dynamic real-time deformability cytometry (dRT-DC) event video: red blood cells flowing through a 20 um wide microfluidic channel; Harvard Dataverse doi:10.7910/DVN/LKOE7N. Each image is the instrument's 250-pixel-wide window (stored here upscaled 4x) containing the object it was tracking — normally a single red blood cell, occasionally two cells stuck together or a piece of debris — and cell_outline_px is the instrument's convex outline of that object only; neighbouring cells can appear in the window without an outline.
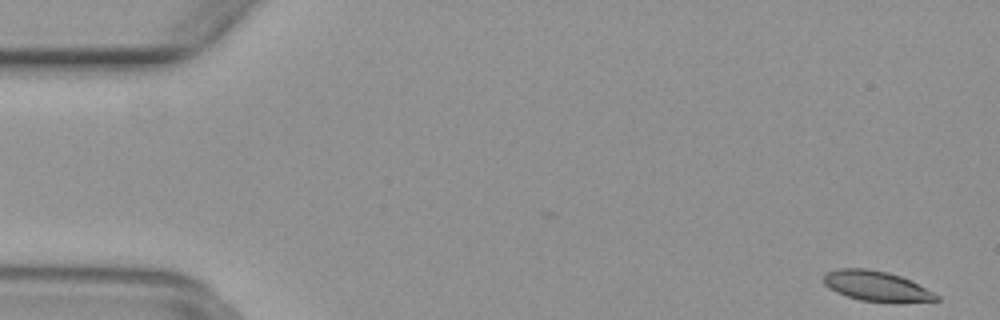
{"species": "common noctule bat (a hibernating species)", "species_latin": "Nyctalus noctula", "temperature_condition": "warm", "stored_images_in_passage": 12, "camera_frame_rate_fps": 3000, "um_per_image_px": 0.085, "animal": {"sex": "female", "body_mass_g": 29.2, "forearm_length_mm": 56.3}, "frame": {"image": 1, "passage_image": 1, "time_ms": 0.0, "image_size_px": [1000, 320], "cell_outline_px": [[940, 300], [900, 304], [860, 300], [836, 292], [828, 288], [820, 280], [824, 272], [840, 268], [868, 268], [888, 272], [900, 276], [940, 296]], "centroid_in_image_um": [74.46, 24.33], "position_along_channel_um": 10.5, "area_um2": 20.23}}